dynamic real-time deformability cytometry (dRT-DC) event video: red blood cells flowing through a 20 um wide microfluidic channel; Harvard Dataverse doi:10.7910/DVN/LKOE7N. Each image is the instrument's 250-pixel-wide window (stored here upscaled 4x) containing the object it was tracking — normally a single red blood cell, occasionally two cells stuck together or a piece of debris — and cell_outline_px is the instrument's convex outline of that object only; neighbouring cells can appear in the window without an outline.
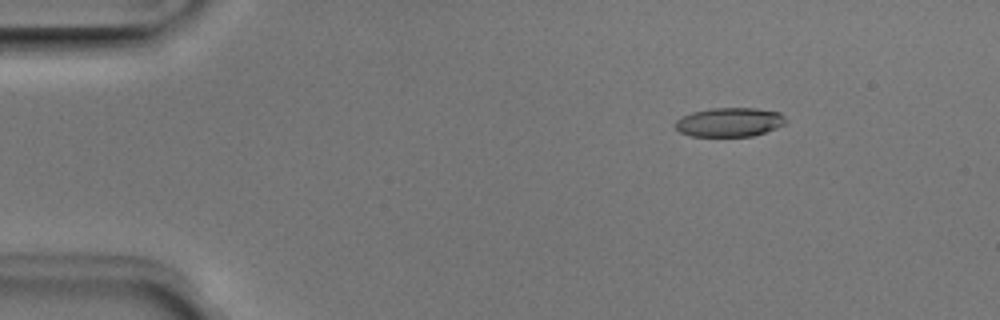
{"species": "Egyptian fruit bat (a non-hibernating species)", "species_latin": "Rousettus aegyptiacus", "temperature_condition": "room temperature", "stored_images_in_passage": 52, "camera_frame_rate_fps": 3000, "um_per_image_px": 0.085, "animal": {"sex": "male"}, "frame": {"image": 1, "passage_image": 8, "time_ms": 2.333, "image_size_px": [1000, 320], "cell_outline_px": [[788, 120], [784, 124], [776, 128], [752, 136], [692, 136], [680, 132], [676, 128], [676, 120], [692, 112], [712, 108], [756, 108], [780, 112]], "centroid_in_image_um": [62.04, 10.38], "position_along_channel_um": 23.0, "area_um2": 18.61}}
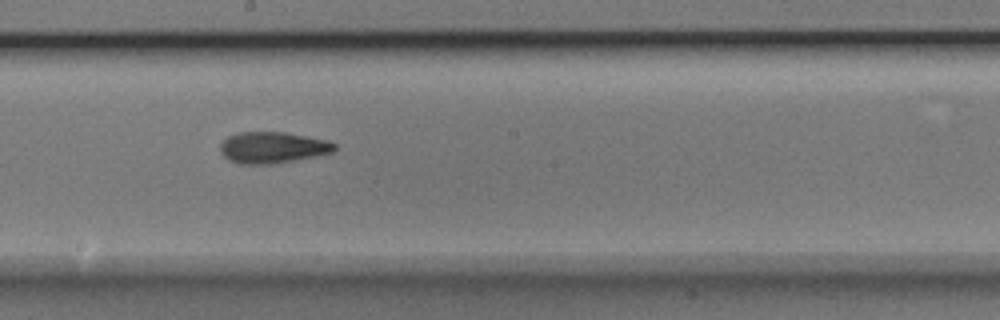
{"frame": {"image": 2, "passage_image": 29, "time_ms": 9.333, "image_size_px": [1000, 320], "cell_outline_px": [[336, 148], [332, 152], [316, 156], [272, 164], [240, 164], [228, 160], [220, 152], [220, 144], [228, 136], [236, 132], [284, 132], [328, 140], [336, 144]], "centroid_in_image_um": [23.15, 12.54], "position_along_channel_um": 225.1, "area_um2": 20.92}}
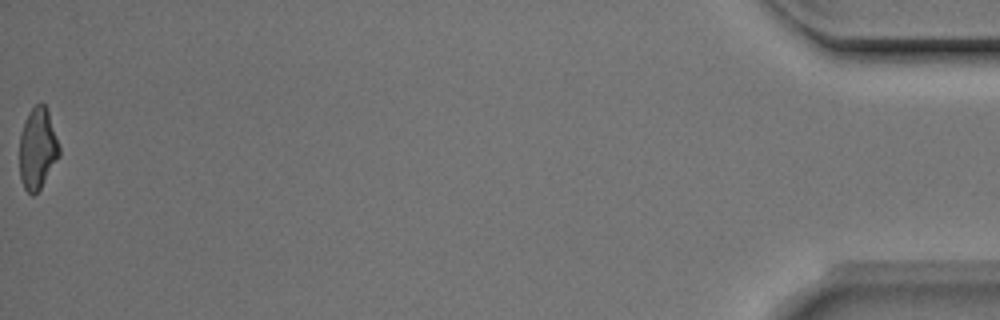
{"frame": {"image": 3, "passage_image": 52, "time_ms": 17.0, "image_size_px": [1000, 320], "cell_outline_px": [[60, 156], [40, 188], [32, 196], [24, 188], [20, 180], [20, 132], [28, 112], [36, 104], [44, 104], [48, 108], [60, 148]], "centroid_in_image_um": [3.19, 12.61], "position_along_channel_um": 432.0, "area_um2": 18.9}, "authors_computed_cell_mechanics": {"area_um2": 19.8254, "velocity_mm_per_s": 3.9966, "shape_relaxation_time_tau1_ms": 4.7584, "shape_relaxation_time_tau2_ms": 3.2498, "deformation_change_tau1": 0.1885, "deformation_change_tau2": 0.1351}}